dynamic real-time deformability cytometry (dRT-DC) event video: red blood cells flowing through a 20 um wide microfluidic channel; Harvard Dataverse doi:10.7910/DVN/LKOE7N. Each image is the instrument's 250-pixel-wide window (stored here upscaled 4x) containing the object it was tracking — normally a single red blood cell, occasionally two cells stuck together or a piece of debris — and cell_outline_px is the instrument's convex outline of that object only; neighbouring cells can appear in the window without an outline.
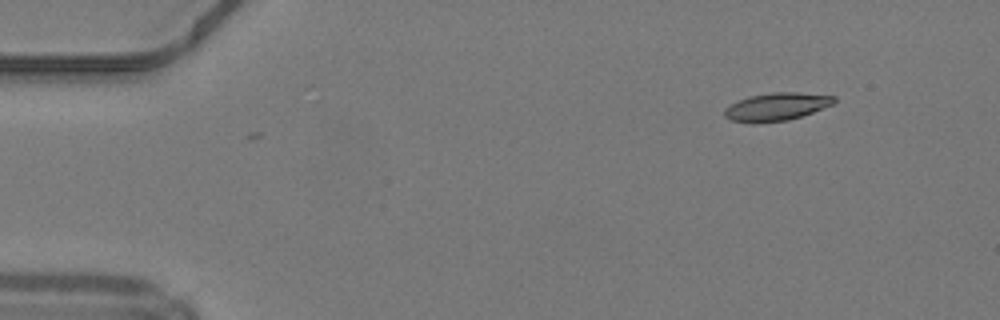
{"species": "common noctule bat (a hibernating species)", "species_latin": "Nyctalus noctula", "temperature_condition": "warm", "stored_images_in_passage": 45, "camera_frame_rate_fps": 3000, "um_per_image_px": 0.085, "animal": {"sex": "male", "body_mass_g": 19.2, "forearm_length_mm": 51.8}, "frame": {"image": 1, "passage_image": 1, "time_ms": 0.0, "image_size_px": [1000, 320], "cell_outline_px": [[836, 100], [832, 104], [812, 112], [788, 120], [752, 124], [732, 120], [724, 116], [724, 108], [748, 96], [772, 92], [800, 92], [836, 96]], "centroid_in_image_um": [65.99, 9.07], "position_along_channel_um": 19.0, "area_um2": 17.8}}
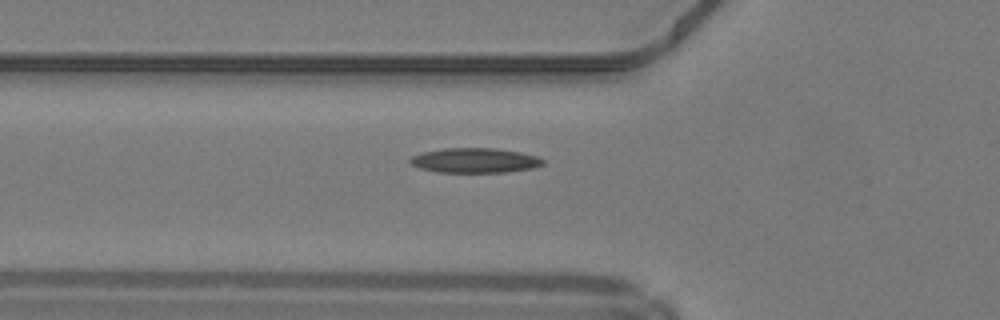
{"frame": {"image": 2, "passage_image": 13, "time_ms": 4.0, "image_size_px": [1000, 320], "cell_outline_px": [[544, 164], [532, 168], [504, 172], [436, 172], [420, 168], [412, 164], [408, 160], [412, 156], [424, 152], [444, 148], [496, 148], [520, 152], [536, 156], [544, 160]], "centroid_in_image_um": [40.36, 13.63], "position_along_channel_um": 85.4, "area_um2": 19.07}}
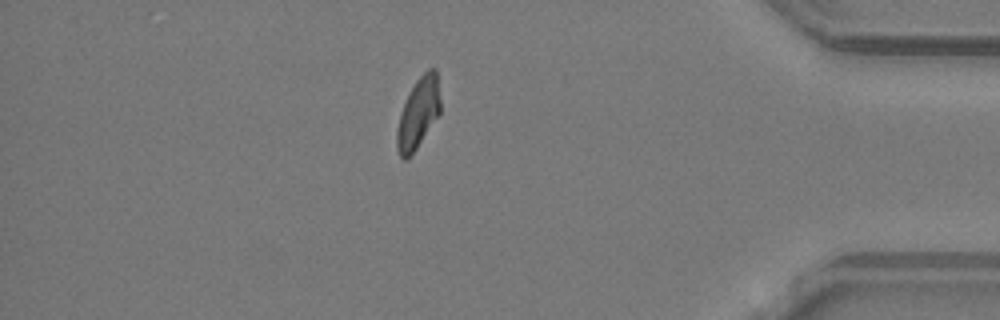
{"frame": {"image": 3, "passage_image": 38, "time_ms": 12.333, "image_size_px": [1000, 320], "cell_outline_px": [[440, 112], [416, 148], [404, 160], [400, 156], [396, 148], [396, 132], [400, 116], [404, 104], [416, 80], [428, 68], [436, 68], [440, 100]], "centroid_in_image_um": [35.55, 9.59], "position_along_channel_um": 399.6, "area_um2": 17.34}, "authors_computed_cell_mechanics": {"area_um2": 18.1492, "velocity_mm_per_s": 4.2158, "shape_relaxation_time_tau1_ms": 8.4087, "shape_relaxation_time_tau2_ms": 10.1884, "deformation_change_tau1": 0.2, "deformation_change_tau2": 0.1903}}